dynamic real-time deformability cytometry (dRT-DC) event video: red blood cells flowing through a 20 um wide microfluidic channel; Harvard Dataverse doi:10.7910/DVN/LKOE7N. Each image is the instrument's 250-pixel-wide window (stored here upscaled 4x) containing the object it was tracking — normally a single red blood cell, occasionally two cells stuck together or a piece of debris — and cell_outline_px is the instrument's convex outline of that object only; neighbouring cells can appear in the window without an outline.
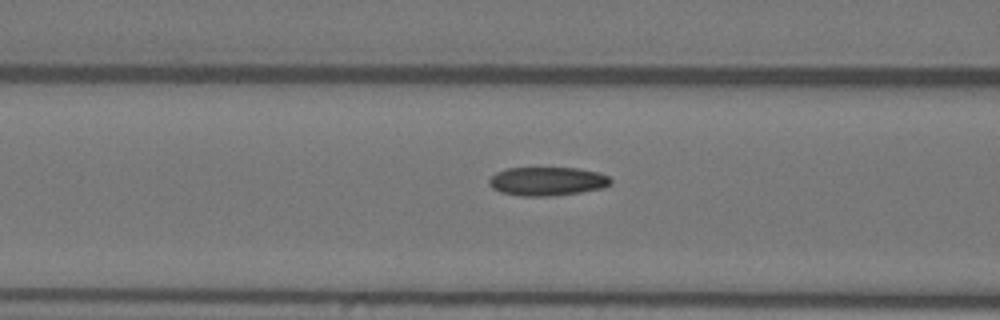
{"species": "Egyptian fruit bat (a non-hibernating species)", "species_latin": "Rousettus aegyptiacus", "temperature_condition": "warm", "stored_images_in_passage": 56, "camera_frame_rate_fps": 3000, "um_per_image_px": 0.085, "animal": {"sex": "female"}, "frame": {"image": 1, "passage_image": 22, "time_ms": 7.0, "image_size_px": [1000, 320], "cell_outline_px": [[612, 184], [604, 188], [580, 192], [548, 196], [520, 196], [500, 192], [492, 188], [488, 184], [488, 180], [496, 172], [508, 168], [576, 168], [596, 172], [608, 176], [612, 180]], "centroid_in_image_um": [46.5, 15.41], "position_along_channel_um": 120.1, "area_um2": 20.35}}
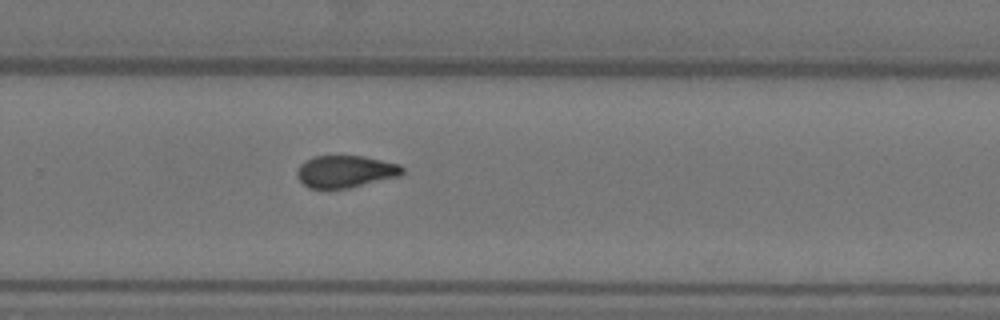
{"frame": {"image": 2, "passage_image": 37, "time_ms": 12.0, "image_size_px": [1000, 320], "cell_outline_px": [[404, 172], [400, 176], [348, 188], [324, 192], [308, 188], [296, 176], [296, 172], [300, 164], [304, 160], [312, 156], [364, 156], [400, 164], [404, 168]], "centroid_in_image_um": [29.31, 14.61], "position_along_channel_um": 300.5, "area_um2": 20.4}}
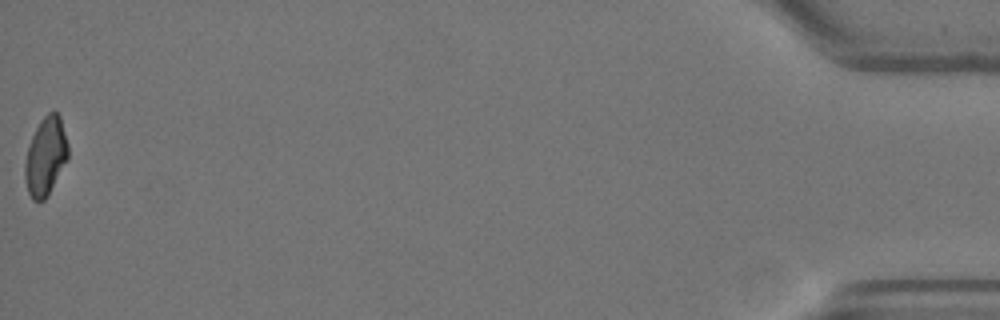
{"frame": {"image": 3, "passage_image": 56, "time_ms": 18.333, "image_size_px": [1000, 320], "cell_outline_px": [[68, 160], [48, 196], [44, 200], [32, 200], [28, 192], [24, 176], [24, 164], [28, 148], [32, 136], [40, 120], [48, 112], [56, 112], [60, 116], [68, 144]], "centroid_in_image_um": [3.88, 13.31], "position_along_channel_um": 431.3, "area_um2": 19.77}, "authors_computed_cell_mechanics": {"area_um2": 20.2589, "velocity_mm_per_s": 3.6211, "shape_relaxation_time_tau1_ms": null, "shape_relaxation_time_tau2_ms": 2.3056, "deformation_change_tau1": null, "deformation_change_tau2": 0.0802}}